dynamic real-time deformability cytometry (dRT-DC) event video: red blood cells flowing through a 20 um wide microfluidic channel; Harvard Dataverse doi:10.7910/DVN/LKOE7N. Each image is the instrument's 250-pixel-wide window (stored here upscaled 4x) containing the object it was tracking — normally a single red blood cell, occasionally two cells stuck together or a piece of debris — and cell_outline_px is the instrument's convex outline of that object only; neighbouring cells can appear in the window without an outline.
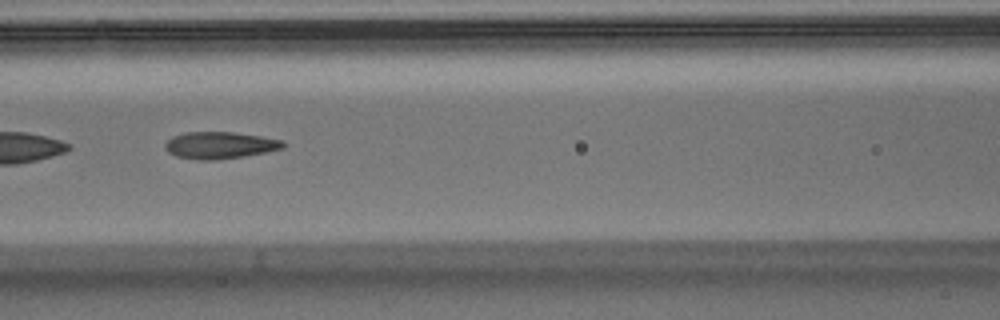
{"species": "Egyptian fruit bat (a non-hibernating species)", "species_latin": "Rousettus aegyptiacus", "temperature_condition": "warm", "stored_images_in_passage": 26, "segment_of_instrument_passage": [2, 2], "camera_frame_rate_fps": 3000, "um_per_image_px": 0.085, "animal": {"sex": "male"}, "frame": {"image": 1, "passage_image": 23, "time_ms": 7.333, "image_size_px": [1000, 320], "cell_outline_px": [[284, 148], [244, 156], [216, 160], [196, 160], [176, 156], [168, 152], [164, 148], [164, 144], [172, 136], [184, 132], [232, 132], [260, 136], [284, 140]], "centroid_in_image_um": [18.65, 12.34], "position_along_channel_um": 148.0, "area_um2": 18.55}}